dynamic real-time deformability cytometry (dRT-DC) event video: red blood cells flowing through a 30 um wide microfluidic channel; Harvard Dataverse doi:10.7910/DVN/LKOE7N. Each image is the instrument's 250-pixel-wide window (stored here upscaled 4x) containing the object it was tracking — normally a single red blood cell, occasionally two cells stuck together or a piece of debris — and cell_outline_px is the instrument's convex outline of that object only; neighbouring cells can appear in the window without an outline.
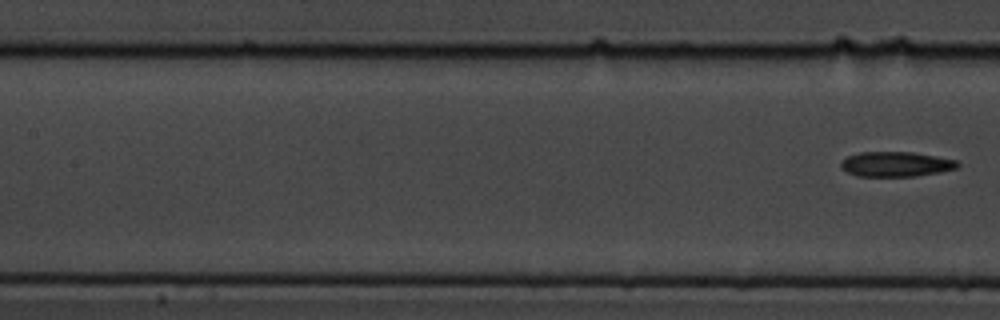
{"species": "common noctule bat (a hibernating species)", "species_latin": "Nyctalus noctula", "temperature_condition": "cold", "stored_images_in_passage": 8, "segment_of_instrument_passage": [2, 2], "camera_frame_rate_fps": 3000, "um_per_image_px": 0.085, "animal": {"sex": "male", "body_mass_g": 19.5, "forearm_length_mm": 54.6}, "frame": {"image": 1, "passage_image": 8, "time_ms": 2.333, "image_size_px": [1000, 320], "cell_outline_px": [[960, 164], [956, 168], [940, 172], [916, 176], [856, 176], [840, 168], [840, 164], [848, 156], [860, 152], [912, 152], [936, 156], [956, 160]], "centroid_in_image_um": [76.15, 13.95], "position_along_channel_um": 131.2, "area_um2": 16.88}}